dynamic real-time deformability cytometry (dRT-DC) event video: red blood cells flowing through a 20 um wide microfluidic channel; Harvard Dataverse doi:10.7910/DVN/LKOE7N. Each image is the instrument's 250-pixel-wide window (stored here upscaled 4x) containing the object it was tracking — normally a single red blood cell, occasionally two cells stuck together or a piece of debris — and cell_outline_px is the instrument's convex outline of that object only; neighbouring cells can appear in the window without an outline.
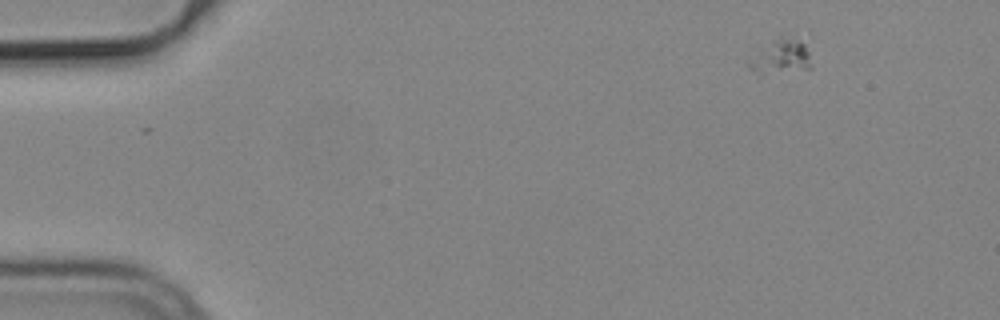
{"species": "common noctule bat (a hibernating species)", "species_latin": "Nyctalus noctula", "temperature_condition": "cold", "stored_images_in_passage": 4, "camera_frame_rate_fps": 3000, "um_per_image_px": 0.085, "animal": {"sex": "male", "body_mass_g": 19.2, "forearm_length_mm": 51.8}, "frame": {"image": 1, "passage_image": 1, "time_ms": 0.0, "image_size_px": [1000, 320], "cell_outline_px": [[812, 68], [760, 76], [748, 68], [744, 60], [772, 40], [780, 36], [796, 40], [804, 44], [808, 52], [812, 64]], "centroid_in_image_um": [66.27, 4.89], "position_along_channel_um": 18.7, "area_um2": 12.95}}